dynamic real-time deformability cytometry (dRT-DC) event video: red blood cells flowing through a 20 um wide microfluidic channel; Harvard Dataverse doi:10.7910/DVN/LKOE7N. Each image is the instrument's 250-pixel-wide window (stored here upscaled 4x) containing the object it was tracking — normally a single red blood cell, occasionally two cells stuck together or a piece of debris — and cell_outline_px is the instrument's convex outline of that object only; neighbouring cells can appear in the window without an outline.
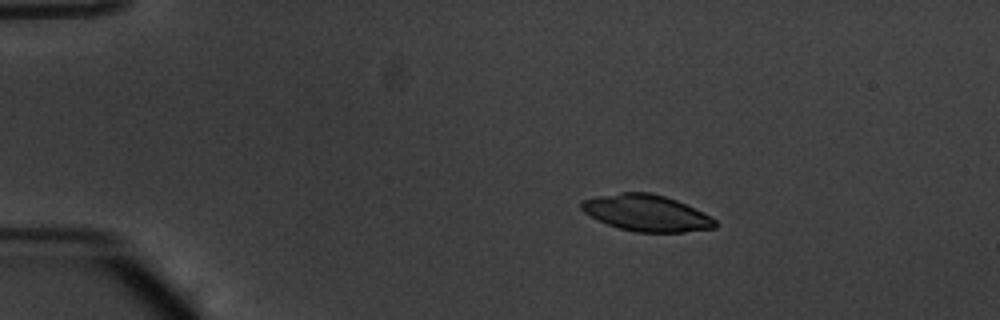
{"species": "common noctule bat (a hibernating species)", "species_latin": "Nyctalus noctula", "temperature_condition": "warm", "stored_images_in_passage": 45, "camera_frame_rate_fps": 3000, "um_per_image_px": 0.085, "animal": {"sex": "male", "body_mass_g": 20.1, "forearm_length_mm": 53.5}, "frame": {"image": 1, "passage_image": 1, "time_ms": 0.0, "image_size_px": [1000, 320], "cell_outline_px": [[716, 228], [684, 232], [636, 232], [620, 228], [596, 220], [584, 212], [580, 208], [580, 204], [584, 200], [600, 196], [620, 192], [652, 192], [676, 200], [716, 220]], "centroid_in_image_um": [54.92, 18.11], "position_along_channel_um": 30.1, "area_um2": 28.03}}
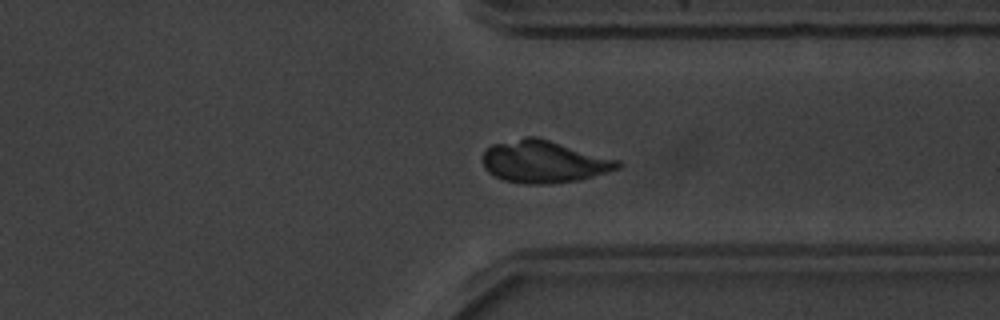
{"frame": {"image": 2, "passage_image": 33, "time_ms": 10.667, "image_size_px": [1000, 320], "cell_outline_px": [[624, 164], [620, 168], [580, 180], [548, 184], [524, 184], [504, 180], [488, 172], [484, 168], [480, 160], [480, 156], [492, 144], [524, 136], [536, 136], [620, 160]], "centroid_in_image_um": [46.21, 13.74], "position_along_channel_um": 365.2, "area_um2": 33.7}}
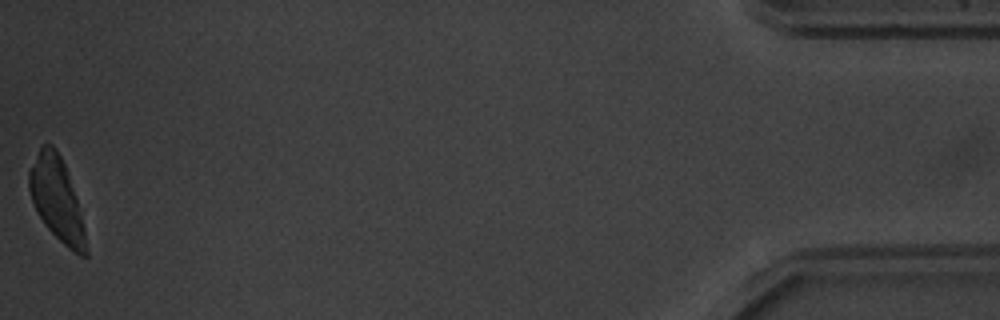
{"frame": {"image": 3, "passage_image": 45, "time_ms": 14.667, "image_size_px": [1000, 320], "cell_outline_px": [[88, 256], [80, 256], [68, 248], [44, 224], [32, 200], [28, 188], [28, 172], [40, 148], [44, 144], [52, 144], [56, 148], [64, 164], [76, 196], [84, 228], [88, 252]], "centroid_in_image_um": [4.83, 16.93], "position_along_channel_um": 430.4, "area_um2": 27.11}}